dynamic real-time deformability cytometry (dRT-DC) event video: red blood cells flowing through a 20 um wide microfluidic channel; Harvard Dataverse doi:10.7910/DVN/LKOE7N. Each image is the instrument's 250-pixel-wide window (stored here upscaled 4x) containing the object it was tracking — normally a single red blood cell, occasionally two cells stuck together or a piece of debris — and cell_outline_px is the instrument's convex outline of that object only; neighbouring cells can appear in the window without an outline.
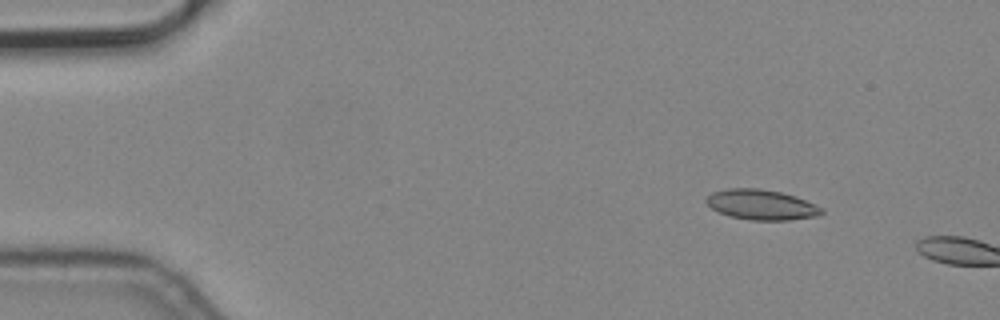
{"species": "common noctule bat (a hibernating species)", "species_latin": "Nyctalus noctula", "temperature_condition": "cold", "stored_images_in_passage": 2, "camera_frame_rate_fps": 3000, "um_per_image_px": 0.085, "animal": {"sex": "male", "body_mass_g": 19.2, "forearm_length_mm": 51.8}, "frame": {"image": 1, "passage_image": 1, "time_ms": 0.0, "image_size_px": [1000, 320], "cell_outline_px": [[824, 212], [816, 216], [788, 220], [752, 220], [728, 216], [712, 208], [704, 200], [712, 192], [728, 188], [756, 188], [780, 192], [796, 196], [824, 208]], "centroid_in_image_um": [64.72, 17.4], "position_along_channel_um": 20.3, "area_um2": 20.23}}